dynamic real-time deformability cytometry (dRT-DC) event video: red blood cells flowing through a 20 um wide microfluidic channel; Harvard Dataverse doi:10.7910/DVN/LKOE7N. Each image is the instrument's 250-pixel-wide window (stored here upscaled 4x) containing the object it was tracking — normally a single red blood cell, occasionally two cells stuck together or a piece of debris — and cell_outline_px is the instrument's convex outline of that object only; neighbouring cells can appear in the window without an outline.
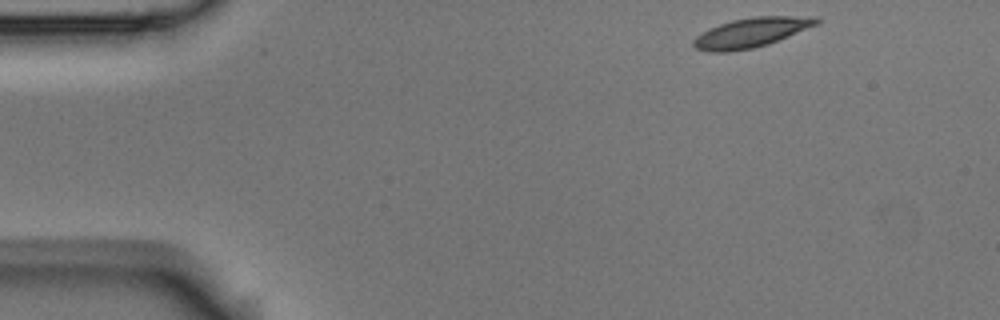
{"species": "Egyptian fruit bat (a non-hibernating species)", "species_latin": "Rousettus aegyptiacus", "temperature_condition": "room temperature", "stored_images_in_passage": 8, "camera_frame_rate_fps": 3000, "um_per_image_px": 0.085, "animal": {"sex": "male"}, "frame": {"image": 1, "passage_image": 1, "time_ms": 0.0, "image_size_px": [1000, 320], "cell_outline_px": [[820, 20], [816, 24], [768, 44], [752, 48], [728, 52], [708, 52], [696, 48], [692, 44], [692, 40], [696, 36], [708, 28], [732, 20], [756, 16], [816, 16]], "centroid_in_image_um": [63.79, 2.77], "position_along_channel_um": 21.2, "area_um2": 20.98}}
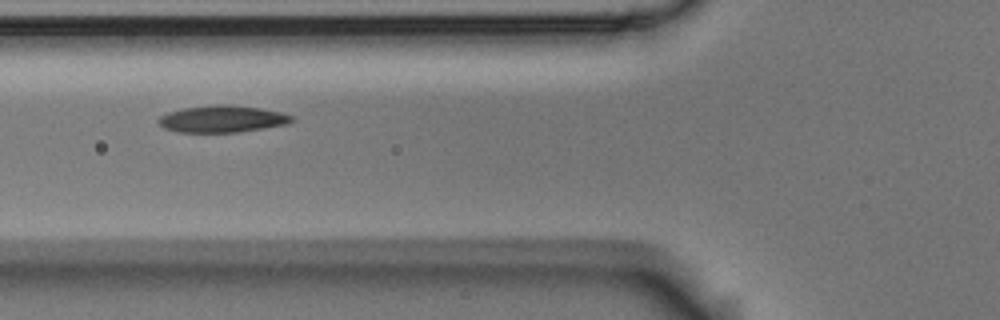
{"frame": {"image": 2, "passage_image": 5, "time_ms": 1.333, "image_size_px": [1000, 320], "cell_outline_px": [[296, 120], [288, 124], [240, 132], [180, 132], [164, 128], [156, 120], [160, 116], [168, 112], [184, 108], [216, 104], [224, 104], [260, 108], [280, 112], [292, 116]], "centroid_in_image_um": [18.9, 10.11], "position_along_channel_um": 106.9, "area_um2": 20.87}}
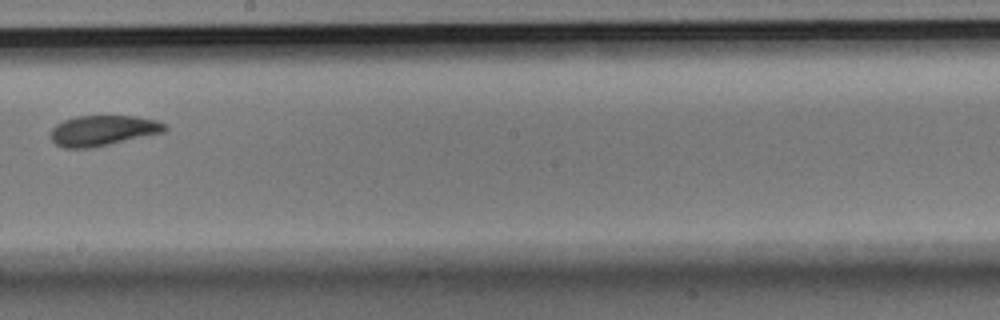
{"frame": {"image": 3, "passage_image": 8, "time_ms": 2.333, "image_size_px": [1000, 320], "cell_outline_px": [[168, 128], [164, 132], [92, 148], [64, 148], [56, 144], [48, 136], [52, 128], [56, 124], [64, 120], [76, 116], [136, 116], [156, 120], [164, 124]], "centroid_in_image_um": [8.71, 11.1], "position_along_channel_um": 239.5, "area_um2": 20.29}}